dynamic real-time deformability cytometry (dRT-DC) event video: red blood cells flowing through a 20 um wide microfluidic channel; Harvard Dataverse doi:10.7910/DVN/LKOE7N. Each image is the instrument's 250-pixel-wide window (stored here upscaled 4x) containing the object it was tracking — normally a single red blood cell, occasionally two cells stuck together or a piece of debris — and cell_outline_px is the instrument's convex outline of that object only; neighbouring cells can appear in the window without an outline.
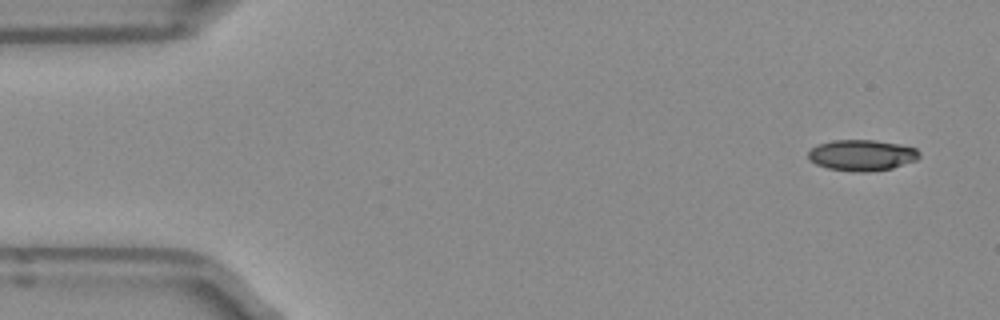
{"species": "Egyptian fruit bat (a non-hibernating species)", "species_latin": "Rousettus aegyptiacus", "temperature_condition": "room temperature", "stored_images_in_passage": 49, "camera_frame_rate_fps": 3000, "um_per_image_px": 0.085, "frame": {"image": 1, "passage_image": 1, "time_ms": 0.0, "image_size_px": [1000, 320], "cell_outline_px": [[920, 156], [916, 160], [892, 168], [868, 172], [860, 172], [828, 168], [816, 164], [808, 160], [808, 152], [816, 144], [832, 140], [876, 140], [900, 144], [916, 148], [920, 152]], "centroid_in_image_um": [73.25, 13.18], "position_along_channel_um": 11.8, "area_um2": 20.17}}
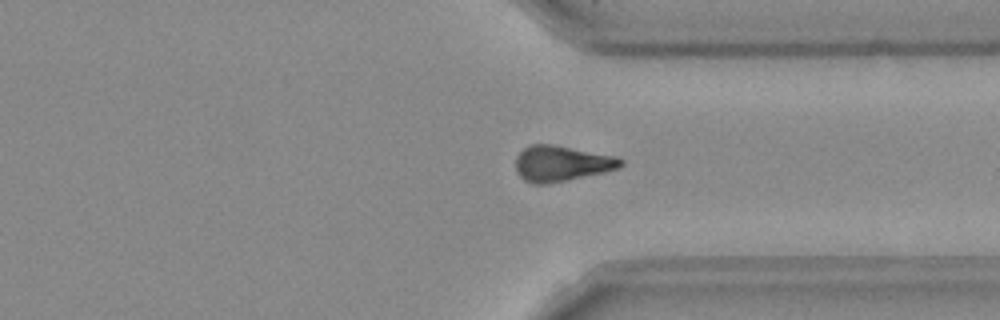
{"frame": {"image": 2, "passage_image": 36, "time_ms": 11.667, "image_size_px": [1000, 320], "cell_outline_px": [[624, 164], [620, 168], [548, 184], [532, 184], [524, 180], [516, 172], [516, 156], [524, 148], [532, 144], [552, 144], [616, 156], [624, 160]], "centroid_in_image_um": [47.72, 13.89], "position_along_channel_um": 363.7, "area_um2": 21.79}}
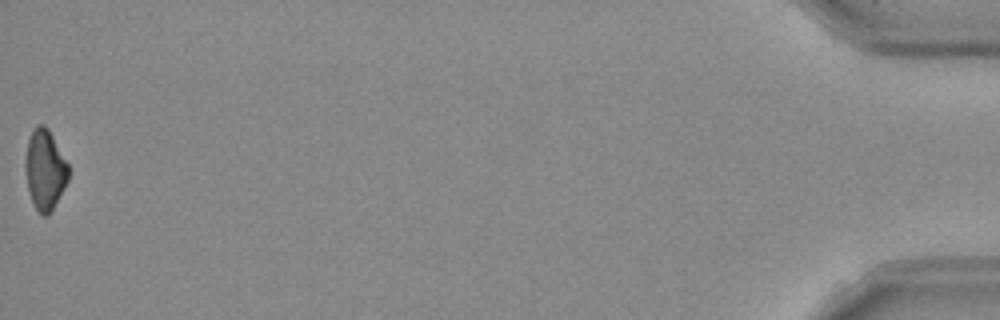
{"frame": {"image": 3, "passage_image": 49, "time_ms": 16.0, "image_size_px": [1000, 320], "cell_outline_px": [[68, 180], [64, 188], [48, 216], [44, 216], [36, 208], [32, 200], [28, 188], [24, 164], [28, 140], [36, 124], [44, 124], [48, 128], [68, 164]], "centroid_in_image_um": [3.81, 14.4], "position_along_channel_um": 431.4, "area_um2": 19.83}, "authors_computed_cell_mechanics": {"area_um2": 21.2704, "velocity_mm_per_s": 3.9626, "shape_relaxation_time_tau1_ms": 8.9525, "shape_relaxation_time_tau2_ms": null, "deformation_change_tau1": 0.2043, "deformation_change_tau2": null}}